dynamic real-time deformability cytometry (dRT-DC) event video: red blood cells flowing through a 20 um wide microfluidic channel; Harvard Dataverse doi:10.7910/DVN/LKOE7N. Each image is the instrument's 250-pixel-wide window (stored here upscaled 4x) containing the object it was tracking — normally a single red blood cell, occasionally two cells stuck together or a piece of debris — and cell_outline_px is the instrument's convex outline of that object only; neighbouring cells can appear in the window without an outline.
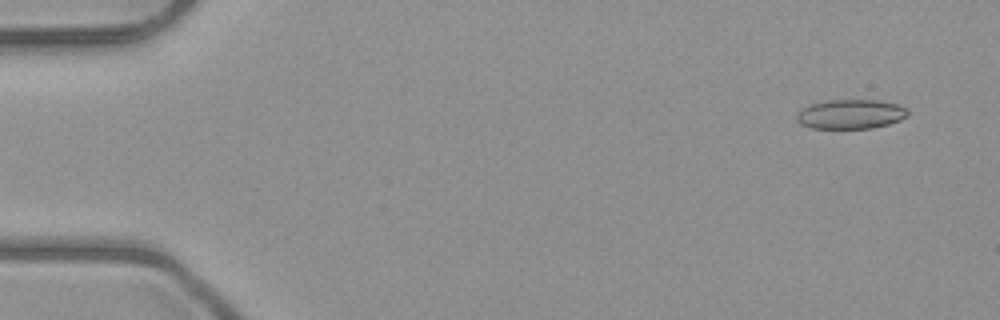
{"species": "common noctule bat (a hibernating species)", "species_latin": "Nyctalus noctula", "temperature_condition": "room temperature", "stored_images_in_passage": 7, "camera_frame_rate_fps": 3000, "um_per_image_px": 0.085, "animal": {"sex": "male", "body_mass_g": 23.1, "forearm_length_mm": 52.7}, "frame": {"image": 1, "passage_image": 1, "time_ms": 0.0, "image_size_px": [1000, 320], "cell_outline_px": [[908, 116], [900, 120], [888, 124], [872, 128], [812, 128], [800, 124], [796, 120], [796, 116], [800, 108], [824, 100], [880, 100], [896, 104], [904, 108], [908, 112]], "centroid_in_image_um": [72.27, 9.7], "position_along_channel_um": 12.7, "area_um2": 19.07}}
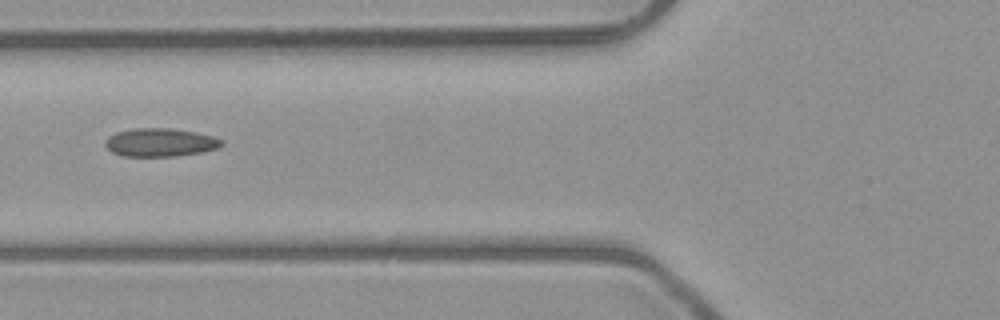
{"frame": {"image": 2, "passage_image": 6, "time_ms": 5.667, "image_size_px": [1000, 320], "cell_outline_px": [[224, 144], [216, 148], [204, 152], [176, 156], [124, 156], [112, 152], [104, 144], [104, 140], [108, 136], [116, 132], [132, 128], [172, 128], [196, 132], [212, 136], [220, 140]], "centroid_in_image_um": [13.59, 12.1], "position_along_channel_um": 112.2, "area_um2": 19.25}}
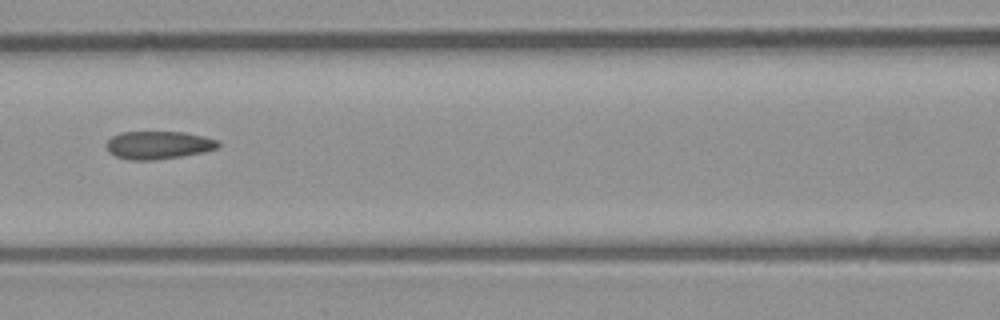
{"frame": {"image": 3, "passage_image": 7, "time_ms": 6.667, "image_size_px": [1000, 320], "cell_outline_px": [[220, 144], [216, 148], [204, 152], [180, 156], [152, 160], [128, 160], [116, 156], [108, 152], [108, 140], [112, 136], [120, 132], [184, 132], [216, 140]], "centroid_in_image_um": [13.43, 12.33], "position_along_channel_um": 153.2, "area_um2": 17.92}}